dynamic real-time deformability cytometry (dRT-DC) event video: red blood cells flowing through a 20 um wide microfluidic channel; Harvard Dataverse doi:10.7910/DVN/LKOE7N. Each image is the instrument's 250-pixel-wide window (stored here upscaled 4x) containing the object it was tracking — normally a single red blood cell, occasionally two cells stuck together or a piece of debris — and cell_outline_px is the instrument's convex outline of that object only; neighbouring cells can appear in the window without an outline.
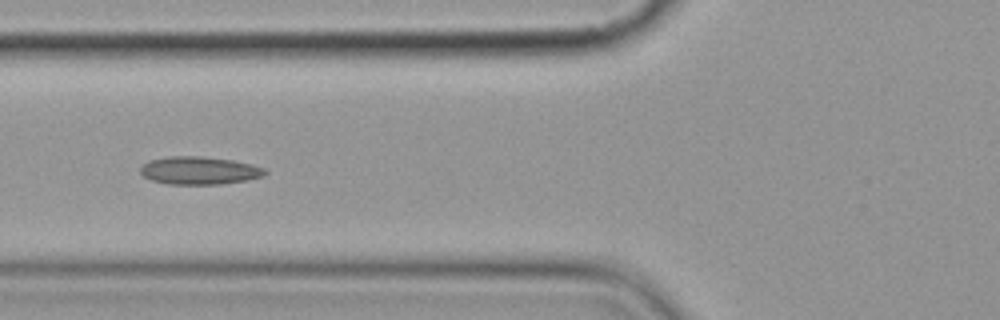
{"species": "common noctule bat (a hibernating species)", "species_latin": "Nyctalus noctula", "temperature_condition": "cold", "stored_images_in_passage": 8, "camera_frame_rate_fps": 3000, "um_per_image_px": 0.085, "animal": {"sex": "female", "body_mass_g": 19.9}, "frame": {"image": 1, "passage_image": 5, "time_ms": 4.667, "image_size_px": [1000, 320], "cell_outline_px": [[268, 172], [264, 176], [244, 180], [220, 184], [168, 184], [152, 180], [144, 176], [140, 172], [140, 168], [148, 160], [168, 156], [200, 156], [232, 160], [252, 164], [264, 168]], "centroid_in_image_um": [16.93, 14.48], "position_along_channel_um": 108.9, "area_um2": 20.17}}
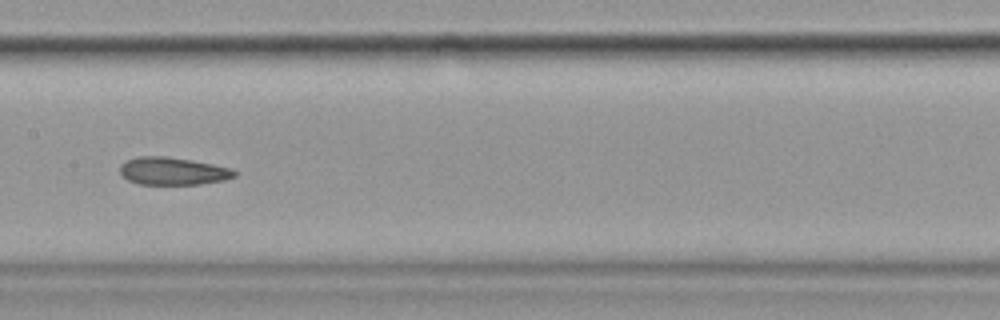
{"frame": {"image": 2, "passage_image": 7, "time_ms": 7.0, "image_size_px": [1000, 320], "cell_outline_px": [[236, 176], [224, 180], [200, 184], [140, 184], [128, 180], [120, 172], [120, 164], [128, 160], [140, 156], [164, 156], [192, 160], [212, 164], [228, 168], [236, 172]], "centroid_in_image_um": [14.68, 14.54], "position_along_channel_um": 192.7, "area_um2": 18.21}}
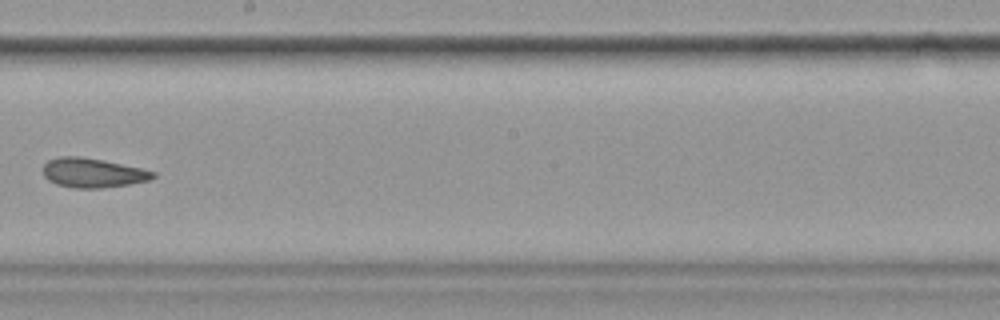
{"frame": {"image": 3, "passage_image": 8, "time_ms": 8.333, "image_size_px": [1000, 320], "cell_outline_px": [[156, 176], [148, 180], [128, 184], [100, 188], [76, 188], [56, 184], [48, 180], [44, 176], [44, 164], [48, 160], [60, 156], [76, 156], [104, 160], [140, 168], [156, 172]], "centroid_in_image_um": [7.87, 14.68], "position_along_channel_um": 240.3, "area_um2": 18.67}}